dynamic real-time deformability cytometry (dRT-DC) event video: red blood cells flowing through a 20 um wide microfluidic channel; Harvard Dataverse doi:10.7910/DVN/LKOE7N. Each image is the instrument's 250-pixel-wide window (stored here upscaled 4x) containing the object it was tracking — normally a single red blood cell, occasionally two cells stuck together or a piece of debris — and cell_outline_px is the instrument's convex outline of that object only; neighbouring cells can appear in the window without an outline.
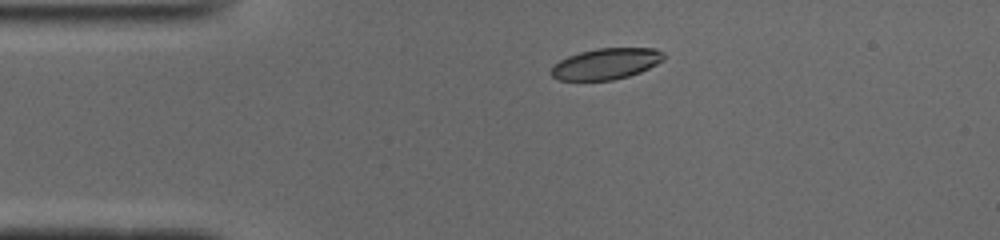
{"species": "common noctule bat (a hibernating species)", "species_latin": "Nyctalus noctula", "temperature_condition": "cold", "stored_images_in_passage": 42, "camera_frame_rate_fps": 3000, "um_per_image_px": 0.085, "animal": {"sex": "male", "body_mass_g": 19.0, "forearm_length_mm": 50.8}, "frame": {"image": 1, "passage_image": 1, "time_ms": 0.0, "image_size_px": [1000, 240], "cell_outline_px": [[664, 56], [656, 64], [640, 72], [628, 76], [612, 80], [560, 80], [552, 76], [552, 68], [560, 60], [568, 56], [580, 52], [596, 48], [656, 48], [664, 52]], "centroid_in_image_um": [51.52, 5.41], "position_along_channel_um": 33.5, "area_um2": 20.11}}
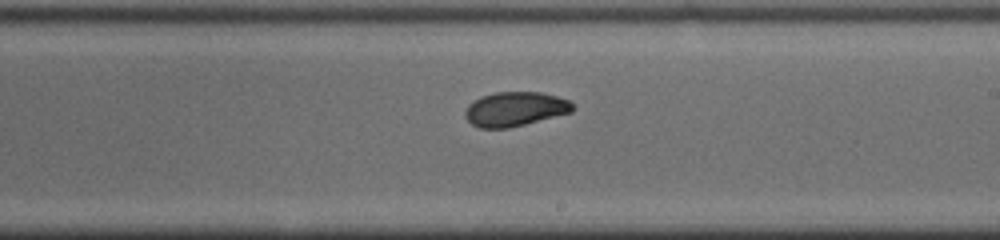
{"frame": {"image": 2, "passage_image": 20, "time_ms": 6.333, "image_size_px": [1000, 240], "cell_outline_px": [[572, 112], [508, 128], [480, 128], [472, 124], [468, 120], [464, 112], [468, 104], [484, 96], [496, 92], [540, 92], [556, 96], [568, 100], [572, 104]], "centroid_in_image_um": [43.77, 9.27], "position_along_channel_um": 245.2, "area_um2": 21.15}}
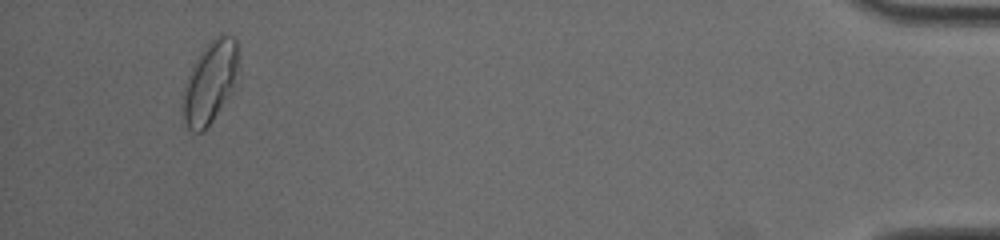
{"frame": {"image": 3, "passage_image": 39, "time_ms": 12.667, "image_size_px": [1000, 240], "cell_outline_px": [[240, 72], [228, 96], [212, 120], [200, 132], [192, 132], [188, 128], [184, 120], [180, 104], [184, 88], [188, 76], [200, 52], [212, 40], [220, 36], [232, 36], [236, 40]], "centroid_in_image_um": [17.85, 7.0], "position_along_channel_um": 417.4, "area_um2": 26.18}, "authors_computed_cell_mechanics": {"area_um2": 21.8195, "velocity_mm_per_s": 3.9062, "shape_relaxation_time_tau1_ms": 4.3126, "shape_relaxation_time_tau2_ms": 1.717, "deformation_change_tau1": 0.1452, "deformation_change_tau2": 0.0454}}